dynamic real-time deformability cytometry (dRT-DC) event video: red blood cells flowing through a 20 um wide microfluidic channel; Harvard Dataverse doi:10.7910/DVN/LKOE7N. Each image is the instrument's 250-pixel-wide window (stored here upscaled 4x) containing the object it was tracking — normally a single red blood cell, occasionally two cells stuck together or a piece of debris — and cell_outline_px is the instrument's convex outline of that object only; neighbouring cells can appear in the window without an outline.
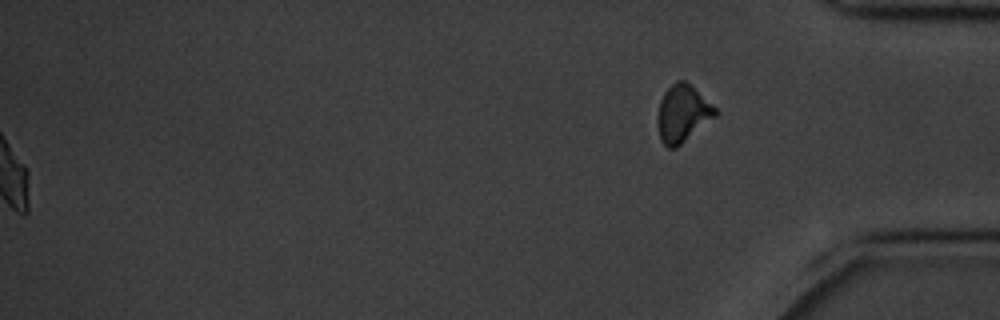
{"species": "common noctule bat (a hibernating species)", "species_latin": "Nyctalus noctula", "temperature_condition": "cold", "stored_images_in_passage": 48, "segment_of_instrument_passage": [2, 2], "camera_frame_rate_fps": 3000, "um_per_image_px": 0.085, "animal": {"sex": "male", "body_mass_g": 20.1, "forearm_length_mm": 53.5}, "frame": {"image": 1, "passage_image": 48, "time_ms": 15.667, "image_size_px": [1000, 320], "cell_outline_px": [[716, 116], [676, 148], [668, 148], [660, 140], [660, 100], [664, 92], [676, 80], [684, 80], [712, 104], [716, 108]], "centroid_in_image_um": [58.05, 9.65], "position_along_channel_um": 377.2, "area_um2": 18.5}}